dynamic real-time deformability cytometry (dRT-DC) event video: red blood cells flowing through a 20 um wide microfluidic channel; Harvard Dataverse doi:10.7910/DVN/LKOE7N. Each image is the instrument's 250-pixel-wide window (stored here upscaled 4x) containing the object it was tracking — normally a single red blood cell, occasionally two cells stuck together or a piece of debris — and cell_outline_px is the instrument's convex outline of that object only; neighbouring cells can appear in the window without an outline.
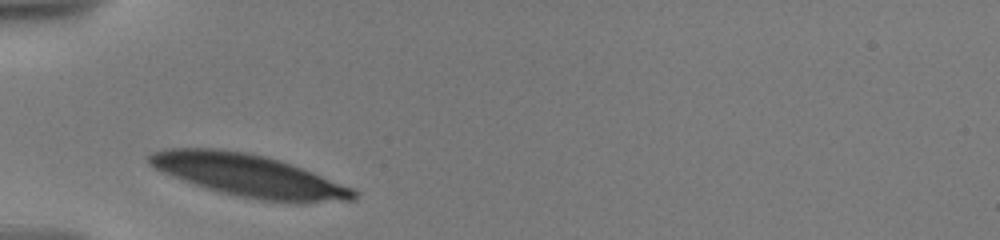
{"species": "human", "species_latin": "Homo sapiens", "temperature_condition": "warm", "stored_images_in_passage": 13, "camera_frame_rate_fps": 3000, "um_per_image_px": 0.085, "donor": {"sex": "male"}, "frame": {"image": 1, "passage_image": 1, "time_ms": 0.0, "image_size_px": [1000, 240], "cell_outline_px": [[356, 200], [308, 204], [296, 204], [260, 200], [240, 196], [208, 188], [172, 176], [148, 164], [148, 156], [152, 152], [168, 148], [220, 148], [248, 152], [268, 156], [292, 164], [352, 188], [356, 192]], "centroid_in_image_um": [21.21, 14.93], "position_along_channel_um": 63.8, "area_um2": 50.58}}
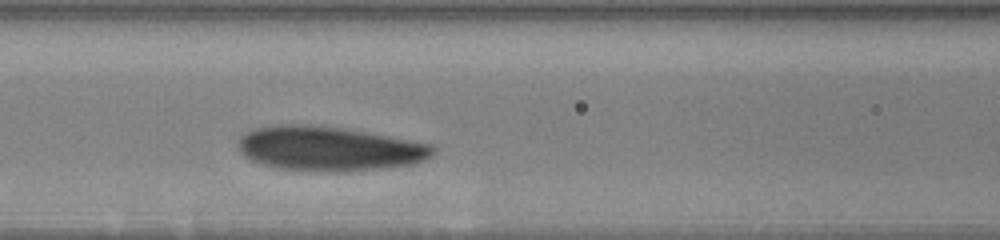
{"frame": {"image": 2, "passage_image": 7, "time_ms": 2.333, "image_size_px": [1000, 240], "cell_outline_px": [[436, 148], [432, 156], [424, 160], [412, 164], [384, 168], [348, 172], [308, 172], [276, 168], [260, 164], [244, 156], [240, 152], [240, 136], [256, 128], [276, 124], [308, 124], [344, 128], [432, 144]], "centroid_in_image_um": [27.97, 12.65], "position_along_channel_um": 138.6, "area_um2": 50.92}}
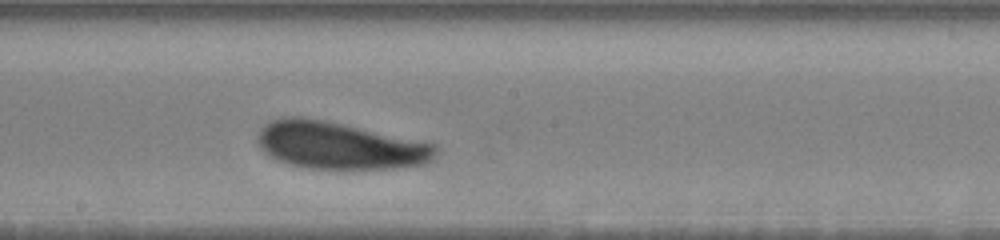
{"frame": {"image": 3, "passage_image": 13, "time_ms": 4.667, "image_size_px": [1000, 240], "cell_outline_px": [[436, 152], [424, 164], [396, 168], [308, 168], [288, 164], [276, 160], [268, 156], [256, 144], [256, 136], [260, 128], [268, 120], [280, 116], [304, 116], [328, 120], [436, 144]], "centroid_in_image_um": [28.73, 12.33], "position_along_channel_um": 219.5, "area_um2": 49.48}}